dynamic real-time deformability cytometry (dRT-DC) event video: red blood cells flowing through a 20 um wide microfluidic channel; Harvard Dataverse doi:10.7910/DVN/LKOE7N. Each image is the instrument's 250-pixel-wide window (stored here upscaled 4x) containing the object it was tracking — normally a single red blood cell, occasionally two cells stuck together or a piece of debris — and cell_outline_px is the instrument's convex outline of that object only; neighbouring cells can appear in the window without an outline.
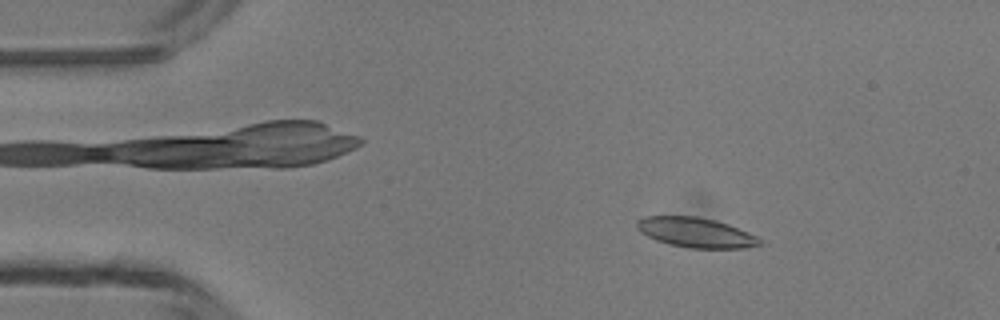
{"species": "common noctule bat (a hibernating species)", "species_latin": "Nyctalus noctula", "temperature_condition": "room temperature", "stored_images_in_passage": 6, "camera_frame_rate_fps": 3000, "um_per_image_px": 0.085, "animal": {"sex": "male", "body_mass_g": 13.3}, "frame": {"image": 1, "passage_image": 3, "time_ms": 2.333, "image_size_px": [1000, 320], "cell_outline_px": [[764, 244], [744, 248], [688, 248], [668, 244], [656, 240], [640, 232], [636, 228], [636, 220], [644, 216], [696, 216], [716, 220], [728, 224], [756, 236]], "centroid_in_image_um": [59.11, 19.76], "position_along_channel_um": 25.9, "area_um2": 21.44}}
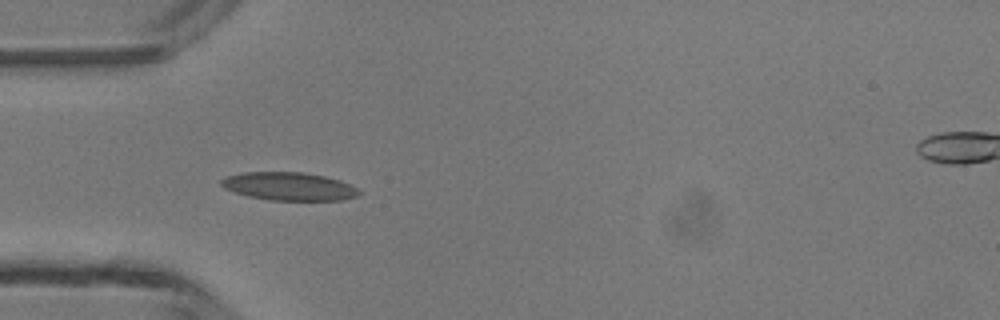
{"frame": {"image": 2, "passage_image": 5, "time_ms": 4.667, "image_size_px": [1000, 320], "cell_outline_px": [[360, 192], [356, 196], [344, 200], [272, 200], [248, 196], [232, 192], [224, 188], [220, 184], [220, 180], [228, 176], [244, 172], [300, 172], [324, 176], [340, 180], [356, 188]], "centroid_in_image_um": [24.53, 15.84], "position_along_channel_um": 60.5, "area_um2": 22.43}}
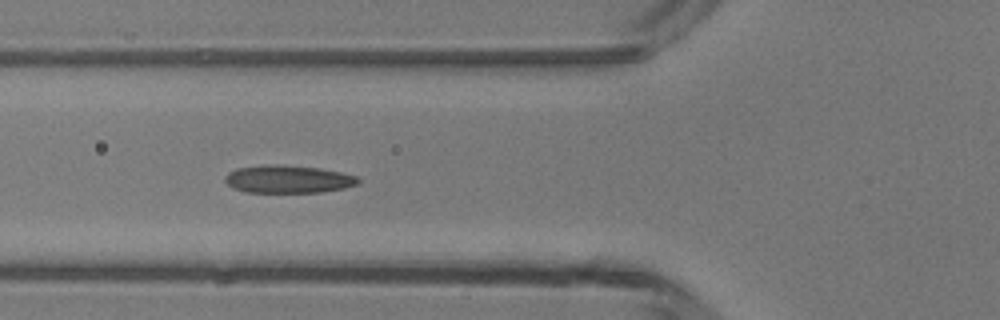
{"frame": {"image": 3, "passage_image": 6, "time_ms": 5.667, "image_size_px": [1000, 320], "cell_outline_px": [[360, 184], [344, 188], [320, 192], [248, 192], [232, 188], [224, 180], [224, 176], [228, 172], [236, 168], [280, 164], [320, 168], [340, 172], [356, 176], [360, 180]], "centroid_in_image_um": [24.49, 15.23], "position_along_channel_um": 101.3, "area_um2": 21.5}}